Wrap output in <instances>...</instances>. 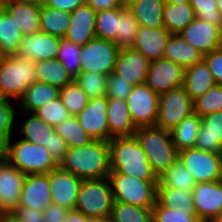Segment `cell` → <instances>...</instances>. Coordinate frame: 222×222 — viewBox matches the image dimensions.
I'll use <instances>...</instances> for the list:
<instances>
[{"label":"cell","mask_w":222,"mask_h":222,"mask_svg":"<svg viewBox=\"0 0 222 222\" xmlns=\"http://www.w3.org/2000/svg\"><path fill=\"white\" fill-rule=\"evenodd\" d=\"M59 167L81 180L108 178L110 148L106 140H93L81 147L67 149Z\"/></svg>","instance_id":"obj_1"},{"label":"cell","mask_w":222,"mask_h":222,"mask_svg":"<svg viewBox=\"0 0 222 222\" xmlns=\"http://www.w3.org/2000/svg\"><path fill=\"white\" fill-rule=\"evenodd\" d=\"M108 144L111 171L144 181H158L147 155L134 135L114 137Z\"/></svg>","instance_id":"obj_2"},{"label":"cell","mask_w":222,"mask_h":222,"mask_svg":"<svg viewBox=\"0 0 222 222\" xmlns=\"http://www.w3.org/2000/svg\"><path fill=\"white\" fill-rule=\"evenodd\" d=\"M148 157L153 173L159 178L178 159V150L170 131L156 125L139 127L134 133Z\"/></svg>","instance_id":"obj_3"},{"label":"cell","mask_w":222,"mask_h":222,"mask_svg":"<svg viewBox=\"0 0 222 222\" xmlns=\"http://www.w3.org/2000/svg\"><path fill=\"white\" fill-rule=\"evenodd\" d=\"M0 155L24 174H48L59 167L44 146L22 139L14 144L9 140Z\"/></svg>","instance_id":"obj_4"},{"label":"cell","mask_w":222,"mask_h":222,"mask_svg":"<svg viewBox=\"0 0 222 222\" xmlns=\"http://www.w3.org/2000/svg\"><path fill=\"white\" fill-rule=\"evenodd\" d=\"M109 178L82 180L74 210L95 222H108L113 208Z\"/></svg>","instance_id":"obj_5"},{"label":"cell","mask_w":222,"mask_h":222,"mask_svg":"<svg viewBox=\"0 0 222 222\" xmlns=\"http://www.w3.org/2000/svg\"><path fill=\"white\" fill-rule=\"evenodd\" d=\"M36 81V61L18 55L6 56L0 65V98L17 101Z\"/></svg>","instance_id":"obj_6"},{"label":"cell","mask_w":222,"mask_h":222,"mask_svg":"<svg viewBox=\"0 0 222 222\" xmlns=\"http://www.w3.org/2000/svg\"><path fill=\"white\" fill-rule=\"evenodd\" d=\"M115 202L152 208L156 203L158 181H144L110 171L108 176Z\"/></svg>","instance_id":"obj_7"},{"label":"cell","mask_w":222,"mask_h":222,"mask_svg":"<svg viewBox=\"0 0 222 222\" xmlns=\"http://www.w3.org/2000/svg\"><path fill=\"white\" fill-rule=\"evenodd\" d=\"M194 113V102L184 87H178L159 95L156 126L171 131L183 118Z\"/></svg>","instance_id":"obj_8"},{"label":"cell","mask_w":222,"mask_h":222,"mask_svg":"<svg viewBox=\"0 0 222 222\" xmlns=\"http://www.w3.org/2000/svg\"><path fill=\"white\" fill-rule=\"evenodd\" d=\"M120 48L113 42L93 38L81 46V72H96L104 75L113 73Z\"/></svg>","instance_id":"obj_9"},{"label":"cell","mask_w":222,"mask_h":222,"mask_svg":"<svg viewBox=\"0 0 222 222\" xmlns=\"http://www.w3.org/2000/svg\"><path fill=\"white\" fill-rule=\"evenodd\" d=\"M178 159L192 174L196 183L222 180V166L218 153L193 147L179 151Z\"/></svg>","instance_id":"obj_10"},{"label":"cell","mask_w":222,"mask_h":222,"mask_svg":"<svg viewBox=\"0 0 222 222\" xmlns=\"http://www.w3.org/2000/svg\"><path fill=\"white\" fill-rule=\"evenodd\" d=\"M126 103L132 121L137 128L156 124L159 95L153 92L145 83L133 87Z\"/></svg>","instance_id":"obj_11"},{"label":"cell","mask_w":222,"mask_h":222,"mask_svg":"<svg viewBox=\"0 0 222 222\" xmlns=\"http://www.w3.org/2000/svg\"><path fill=\"white\" fill-rule=\"evenodd\" d=\"M185 69L168 59L151 61L146 74L145 84L156 94L183 86Z\"/></svg>","instance_id":"obj_12"},{"label":"cell","mask_w":222,"mask_h":222,"mask_svg":"<svg viewBox=\"0 0 222 222\" xmlns=\"http://www.w3.org/2000/svg\"><path fill=\"white\" fill-rule=\"evenodd\" d=\"M26 174L0 155V212L11 213L19 206Z\"/></svg>","instance_id":"obj_13"},{"label":"cell","mask_w":222,"mask_h":222,"mask_svg":"<svg viewBox=\"0 0 222 222\" xmlns=\"http://www.w3.org/2000/svg\"><path fill=\"white\" fill-rule=\"evenodd\" d=\"M192 198L201 222H209L222 214V180L196 183Z\"/></svg>","instance_id":"obj_14"},{"label":"cell","mask_w":222,"mask_h":222,"mask_svg":"<svg viewBox=\"0 0 222 222\" xmlns=\"http://www.w3.org/2000/svg\"><path fill=\"white\" fill-rule=\"evenodd\" d=\"M179 35L203 55L222 47V29L195 18Z\"/></svg>","instance_id":"obj_15"},{"label":"cell","mask_w":222,"mask_h":222,"mask_svg":"<svg viewBox=\"0 0 222 222\" xmlns=\"http://www.w3.org/2000/svg\"><path fill=\"white\" fill-rule=\"evenodd\" d=\"M107 104V96L89 99L87 107L75 116L83 129L94 140L109 141Z\"/></svg>","instance_id":"obj_16"},{"label":"cell","mask_w":222,"mask_h":222,"mask_svg":"<svg viewBox=\"0 0 222 222\" xmlns=\"http://www.w3.org/2000/svg\"><path fill=\"white\" fill-rule=\"evenodd\" d=\"M52 203L74 210L82 180L60 167L49 173Z\"/></svg>","instance_id":"obj_17"},{"label":"cell","mask_w":222,"mask_h":222,"mask_svg":"<svg viewBox=\"0 0 222 222\" xmlns=\"http://www.w3.org/2000/svg\"><path fill=\"white\" fill-rule=\"evenodd\" d=\"M150 61L131 47L120 48L113 74L120 76L133 86L145 83Z\"/></svg>","instance_id":"obj_18"},{"label":"cell","mask_w":222,"mask_h":222,"mask_svg":"<svg viewBox=\"0 0 222 222\" xmlns=\"http://www.w3.org/2000/svg\"><path fill=\"white\" fill-rule=\"evenodd\" d=\"M61 37L38 32L22 36L16 55L31 58L34 61L56 59Z\"/></svg>","instance_id":"obj_19"},{"label":"cell","mask_w":222,"mask_h":222,"mask_svg":"<svg viewBox=\"0 0 222 222\" xmlns=\"http://www.w3.org/2000/svg\"><path fill=\"white\" fill-rule=\"evenodd\" d=\"M51 200L49 174H26L19 206L43 211Z\"/></svg>","instance_id":"obj_20"},{"label":"cell","mask_w":222,"mask_h":222,"mask_svg":"<svg viewBox=\"0 0 222 222\" xmlns=\"http://www.w3.org/2000/svg\"><path fill=\"white\" fill-rule=\"evenodd\" d=\"M171 34L165 27L146 28L139 26L131 48L140 52L150 62L164 58Z\"/></svg>","instance_id":"obj_21"},{"label":"cell","mask_w":222,"mask_h":222,"mask_svg":"<svg viewBox=\"0 0 222 222\" xmlns=\"http://www.w3.org/2000/svg\"><path fill=\"white\" fill-rule=\"evenodd\" d=\"M4 10L13 18L22 35L36 34L41 31V4L28 0H9Z\"/></svg>","instance_id":"obj_22"},{"label":"cell","mask_w":222,"mask_h":222,"mask_svg":"<svg viewBox=\"0 0 222 222\" xmlns=\"http://www.w3.org/2000/svg\"><path fill=\"white\" fill-rule=\"evenodd\" d=\"M97 12L87 3L71 12L70 26L64 37L78 45H84L95 38V22Z\"/></svg>","instance_id":"obj_23"},{"label":"cell","mask_w":222,"mask_h":222,"mask_svg":"<svg viewBox=\"0 0 222 222\" xmlns=\"http://www.w3.org/2000/svg\"><path fill=\"white\" fill-rule=\"evenodd\" d=\"M106 111L109 141L114 137L134 135L137 127L132 121L126 100L108 98Z\"/></svg>","instance_id":"obj_24"},{"label":"cell","mask_w":222,"mask_h":222,"mask_svg":"<svg viewBox=\"0 0 222 222\" xmlns=\"http://www.w3.org/2000/svg\"><path fill=\"white\" fill-rule=\"evenodd\" d=\"M201 118L195 148L218 153L222 146V110Z\"/></svg>","instance_id":"obj_25"},{"label":"cell","mask_w":222,"mask_h":222,"mask_svg":"<svg viewBox=\"0 0 222 222\" xmlns=\"http://www.w3.org/2000/svg\"><path fill=\"white\" fill-rule=\"evenodd\" d=\"M215 84L204 60L185 69L183 87L193 100L202 96Z\"/></svg>","instance_id":"obj_26"},{"label":"cell","mask_w":222,"mask_h":222,"mask_svg":"<svg viewBox=\"0 0 222 222\" xmlns=\"http://www.w3.org/2000/svg\"><path fill=\"white\" fill-rule=\"evenodd\" d=\"M60 89L48 83L36 81L24 91L18 106L23 112H34L48 102L59 97Z\"/></svg>","instance_id":"obj_27"},{"label":"cell","mask_w":222,"mask_h":222,"mask_svg":"<svg viewBox=\"0 0 222 222\" xmlns=\"http://www.w3.org/2000/svg\"><path fill=\"white\" fill-rule=\"evenodd\" d=\"M156 201L170 213L197 214L192 191L179 190L172 187H157Z\"/></svg>","instance_id":"obj_28"},{"label":"cell","mask_w":222,"mask_h":222,"mask_svg":"<svg viewBox=\"0 0 222 222\" xmlns=\"http://www.w3.org/2000/svg\"><path fill=\"white\" fill-rule=\"evenodd\" d=\"M164 58L181 65L184 69L203 60V54L187 43L179 34H171Z\"/></svg>","instance_id":"obj_29"},{"label":"cell","mask_w":222,"mask_h":222,"mask_svg":"<svg viewBox=\"0 0 222 222\" xmlns=\"http://www.w3.org/2000/svg\"><path fill=\"white\" fill-rule=\"evenodd\" d=\"M165 0H140L128 9L134 15L140 26L160 28L163 25Z\"/></svg>","instance_id":"obj_30"},{"label":"cell","mask_w":222,"mask_h":222,"mask_svg":"<svg viewBox=\"0 0 222 222\" xmlns=\"http://www.w3.org/2000/svg\"><path fill=\"white\" fill-rule=\"evenodd\" d=\"M196 18L190 2L183 4H165L163 25L170 34H179Z\"/></svg>","instance_id":"obj_31"},{"label":"cell","mask_w":222,"mask_h":222,"mask_svg":"<svg viewBox=\"0 0 222 222\" xmlns=\"http://www.w3.org/2000/svg\"><path fill=\"white\" fill-rule=\"evenodd\" d=\"M36 77L38 82L48 83L59 89L74 81L57 58L37 61Z\"/></svg>","instance_id":"obj_32"},{"label":"cell","mask_w":222,"mask_h":222,"mask_svg":"<svg viewBox=\"0 0 222 222\" xmlns=\"http://www.w3.org/2000/svg\"><path fill=\"white\" fill-rule=\"evenodd\" d=\"M202 118L193 113L183 118L181 122L170 131L172 142L179 151L195 147Z\"/></svg>","instance_id":"obj_33"},{"label":"cell","mask_w":222,"mask_h":222,"mask_svg":"<svg viewBox=\"0 0 222 222\" xmlns=\"http://www.w3.org/2000/svg\"><path fill=\"white\" fill-rule=\"evenodd\" d=\"M70 16V12L52 9L44 4H41V32L64 38L70 26Z\"/></svg>","instance_id":"obj_34"},{"label":"cell","mask_w":222,"mask_h":222,"mask_svg":"<svg viewBox=\"0 0 222 222\" xmlns=\"http://www.w3.org/2000/svg\"><path fill=\"white\" fill-rule=\"evenodd\" d=\"M196 182L192 174L177 159L159 178L157 187H172L179 190L192 191Z\"/></svg>","instance_id":"obj_35"},{"label":"cell","mask_w":222,"mask_h":222,"mask_svg":"<svg viewBox=\"0 0 222 222\" xmlns=\"http://www.w3.org/2000/svg\"><path fill=\"white\" fill-rule=\"evenodd\" d=\"M24 138L22 140L44 146L49 151V141L54 127L47 125L34 113H30L21 129L18 130Z\"/></svg>","instance_id":"obj_36"},{"label":"cell","mask_w":222,"mask_h":222,"mask_svg":"<svg viewBox=\"0 0 222 222\" xmlns=\"http://www.w3.org/2000/svg\"><path fill=\"white\" fill-rule=\"evenodd\" d=\"M68 148L81 147L94 139L83 129L75 116H70L54 127Z\"/></svg>","instance_id":"obj_37"},{"label":"cell","mask_w":222,"mask_h":222,"mask_svg":"<svg viewBox=\"0 0 222 222\" xmlns=\"http://www.w3.org/2000/svg\"><path fill=\"white\" fill-rule=\"evenodd\" d=\"M22 33L13 18L3 9L0 13V47L7 55H16Z\"/></svg>","instance_id":"obj_38"},{"label":"cell","mask_w":222,"mask_h":222,"mask_svg":"<svg viewBox=\"0 0 222 222\" xmlns=\"http://www.w3.org/2000/svg\"><path fill=\"white\" fill-rule=\"evenodd\" d=\"M108 222H153L152 208L114 201Z\"/></svg>","instance_id":"obj_39"},{"label":"cell","mask_w":222,"mask_h":222,"mask_svg":"<svg viewBox=\"0 0 222 222\" xmlns=\"http://www.w3.org/2000/svg\"><path fill=\"white\" fill-rule=\"evenodd\" d=\"M122 6L114 9H105L97 12L95 22V36L100 39L114 41L117 35L120 10Z\"/></svg>","instance_id":"obj_40"},{"label":"cell","mask_w":222,"mask_h":222,"mask_svg":"<svg viewBox=\"0 0 222 222\" xmlns=\"http://www.w3.org/2000/svg\"><path fill=\"white\" fill-rule=\"evenodd\" d=\"M59 97L71 116H76L87 107L89 98L74 80L60 89Z\"/></svg>","instance_id":"obj_41"},{"label":"cell","mask_w":222,"mask_h":222,"mask_svg":"<svg viewBox=\"0 0 222 222\" xmlns=\"http://www.w3.org/2000/svg\"><path fill=\"white\" fill-rule=\"evenodd\" d=\"M139 22L128 8L120 10L119 26L115 40L119 48L131 47L139 30Z\"/></svg>","instance_id":"obj_42"},{"label":"cell","mask_w":222,"mask_h":222,"mask_svg":"<svg viewBox=\"0 0 222 222\" xmlns=\"http://www.w3.org/2000/svg\"><path fill=\"white\" fill-rule=\"evenodd\" d=\"M81 45L61 38L56 58L64 65L66 71L75 79L81 72Z\"/></svg>","instance_id":"obj_43"},{"label":"cell","mask_w":222,"mask_h":222,"mask_svg":"<svg viewBox=\"0 0 222 222\" xmlns=\"http://www.w3.org/2000/svg\"><path fill=\"white\" fill-rule=\"evenodd\" d=\"M108 75L96 72H80L74 79L89 99L100 98L107 95Z\"/></svg>","instance_id":"obj_44"},{"label":"cell","mask_w":222,"mask_h":222,"mask_svg":"<svg viewBox=\"0 0 222 222\" xmlns=\"http://www.w3.org/2000/svg\"><path fill=\"white\" fill-rule=\"evenodd\" d=\"M194 113L200 117L222 110V85L215 84L202 96L193 100Z\"/></svg>","instance_id":"obj_45"},{"label":"cell","mask_w":222,"mask_h":222,"mask_svg":"<svg viewBox=\"0 0 222 222\" xmlns=\"http://www.w3.org/2000/svg\"><path fill=\"white\" fill-rule=\"evenodd\" d=\"M32 113H34L47 125L52 127H55L63 120L71 116L67 108L62 103L60 97L46 103Z\"/></svg>","instance_id":"obj_46"},{"label":"cell","mask_w":222,"mask_h":222,"mask_svg":"<svg viewBox=\"0 0 222 222\" xmlns=\"http://www.w3.org/2000/svg\"><path fill=\"white\" fill-rule=\"evenodd\" d=\"M9 101V99L0 98V152L11 140L12 128L16 119L17 110Z\"/></svg>","instance_id":"obj_47"},{"label":"cell","mask_w":222,"mask_h":222,"mask_svg":"<svg viewBox=\"0 0 222 222\" xmlns=\"http://www.w3.org/2000/svg\"><path fill=\"white\" fill-rule=\"evenodd\" d=\"M190 5L195 11L196 18L222 29V14L217 9L215 0H190Z\"/></svg>","instance_id":"obj_48"},{"label":"cell","mask_w":222,"mask_h":222,"mask_svg":"<svg viewBox=\"0 0 222 222\" xmlns=\"http://www.w3.org/2000/svg\"><path fill=\"white\" fill-rule=\"evenodd\" d=\"M153 222H201L197 214L170 213V209L162 207L157 201L152 207Z\"/></svg>","instance_id":"obj_49"},{"label":"cell","mask_w":222,"mask_h":222,"mask_svg":"<svg viewBox=\"0 0 222 222\" xmlns=\"http://www.w3.org/2000/svg\"><path fill=\"white\" fill-rule=\"evenodd\" d=\"M133 85L124 81L120 76L111 73L107 79V97L126 100L133 89Z\"/></svg>","instance_id":"obj_50"},{"label":"cell","mask_w":222,"mask_h":222,"mask_svg":"<svg viewBox=\"0 0 222 222\" xmlns=\"http://www.w3.org/2000/svg\"><path fill=\"white\" fill-rule=\"evenodd\" d=\"M203 60L208 65L215 83L222 85V47L203 55Z\"/></svg>","instance_id":"obj_51"},{"label":"cell","mask_w":222,"mask_h":222,"mask_svg":"<svg viewBox=\"0 0 222 222\" xmlns=\"http://www.w3.org/2000/svg\"><path fill=\"white\" fill-rule=\"evenodd\" d=\"M67 149L65 141L54 130L50 136L49 153L58 164L65 158Z\"/></svg>","instance_id":"obj_52"},{"label":"cell","mask_w":222,"mask_h":222,"mask_svg":"<svg viewBox=\"0 0 222 222\" xmlns=\"http://www.w3.org/2000/svg\"><path fill=\"white\" fill-rule=\"evenodd\" d=\"M20 222H45L43 212L37 209L18 206L11 212Z\"/></svg>","instance_id":"obj_53"},{"label":"cell","mask_w":222,"mask_h":222,"mask_svg":"<svg viewBox=\"0 0 222 222\" xmlns=\"http://www.w3.org/2000/svg\"><path fill=\"white\" fill-rule=\"evenodd\" d=\"M70 210L50 203L42 212L45 222H64Z\"/></svg>","instance_id":"obj_54"},{"label":"cell","mask_w":222,"mask_h":222,"mask_svg":"<svg viewBox=\"0 0 222 222\" xmlns=\"http://www.w3.org/2000/svg\"><path fill=\"white\" fill-rule=\"evenodd\" d=\"M86 3V0H46L44 5L65 12H73L79 6Z\"/></svg>","instance_id":"obj_55"},{"label":"cell","mask_w":222,"mask_h":222,"mask_svg":"<svg viewBox=\"0 0 222 222\" xmlns=\"http://www.w3.org/2000/svg\"><path fill=\"white\" fill-rule=\"evenodd\" d=\"M86 3L96 12L121 6V0H86Z\"/></svg>","instance_id":"obj_56"},{"label":"cell","mask_w":222,"mask_h":222,"mask_svg":"<svg viewBox=\"0 0 222 222\" xmlns=\"http://www.w3.org/2000/svg\"><path fill=\"white\" fill-rule=\"evenodd\" d=\"M64 222H95L94 220L86 217L81 212L70 210Z\"/></svg>","instance_id":"obj_57"},{"label":"cell","mask_w":222,"mask_h":222,"mask_svg":"<svg viewBox=\"0 0 222 222\" xmlns=\"http://www.w3.org/2000/svg\"><path fill=\"white\" fill-rule=\"evenodd\" d=\"M0 222H20L12 213H3L0 215Z\"/></svg>","instance_id":"obj_58"},{"label":"cell","mask_w":222,"mask_h":222,"mask_svg":"<svg viewBox=\"0 0 222 222\" xmlns=\"http://www.w3.org/2000/svg\"><path fill=\"white\" fill-rule=\"evenodd\" d=\"M140 0H121V6L123 8H129L133 4L139 2Z\"/></svg>","instance_id":"obj_59"},{"label":"cell","mask_w":222,"mask_h":222,"mask_svg":"<svg viewBox=\"0 0 222 222\" xmlns=\"http://www.w3.org/2000/svg\"><path fill=\"white\" fill-rule=\"evenodd\" d=\"M188 2H190V0H165V3L168 4H183Z\"/></svg>","instance_id":"obj_60"},{"label":"cell","mask_w":222,"mask_h":222,"mask_svg":"<svg viewBox=\"0 0 222 222\" xmlns=\"http://www.w3.org/2000/svg\"><path fill=\"white\" fill-rule=\"evenodd\" d=\"M215 1H216L217 9L222 14V0H215Z\"/></svg>","instance_id":"obj_61"},{"label":"cell","mask_w":222,"mask_h":222,"mask_svg":"<svg viewBox=\"0 0 222 222\" xmlns=\"http://www.w3.org/2000/svg\"><path fill=\"white\" fill-rule=\"evenodd\" d=\"M7 55L2 51L1 47H0V65L1 63L4 61L5 57Z\"/></svg>","instance_id":"obj_62"},{"label":"cell","mask_w":222,"mask_h":222,"mask_svg":"<svg viewBox=\"0 0 222 222\" xmlns=\"http://www.w3.org/2000/svg\"><path fill=\"white\" fill-rule=\"evenodd\" d=\"M209 222H222V214L220 216L216 217V218H213Z\"/></svg>","instance_id":"obj_63"},{"label":"cell","mask_w":222,"mask_h":222,"mask_svg":"<svg viewBox=\"0 0 222 222\" xmlns=\"http://www.w3.org/2000/svg\"><path fill=\"white\" fill-rule=\"evenodd\" d=\"M218 155H219V159H220V161H221V166H222V146H221V148L219 149Z\"/></svg>","instance_id":"obj_64"},{"label":"cell","mask_w":222,"mask_h":222,"mask_svg":"<svg viewBox=\"0 0 222 222\" xmlns=\"http://www.w3.org/2000/svg\"><path fill=\"white\" fill-rule=\"evenodd\" d=\"M28 1H32V2H37V3H40V4H44V2L46 0H28Z\"/></svg>","instance_id":"obj_65"},{"label":"cell","mask_w":222,"mask_h":222,"mask_svg":"<svg viewBox=\"0 0 222 222\" xmlns=\"http://www.w3.org/2000/svg\"><path fill=\"white\" fill-rule=\"evenodd\" d=\"M9 0H0V4L5 5Z\"/></svg>","instance_id":"obj_66"},{"label":"cell","mask_w":222,"mask_h":222,"mask_svg":"<svg viewBox=\"0 0 222 222\" xmlns=\"http://www.w3.org/2000/svg\"><path fill=\"white\" fill-rule=\"evenodd\" d=\"M3 9H4V5L0 4V13L3 11Z\"/></svg>","instance_id":"obj_67"}]
</instances>
